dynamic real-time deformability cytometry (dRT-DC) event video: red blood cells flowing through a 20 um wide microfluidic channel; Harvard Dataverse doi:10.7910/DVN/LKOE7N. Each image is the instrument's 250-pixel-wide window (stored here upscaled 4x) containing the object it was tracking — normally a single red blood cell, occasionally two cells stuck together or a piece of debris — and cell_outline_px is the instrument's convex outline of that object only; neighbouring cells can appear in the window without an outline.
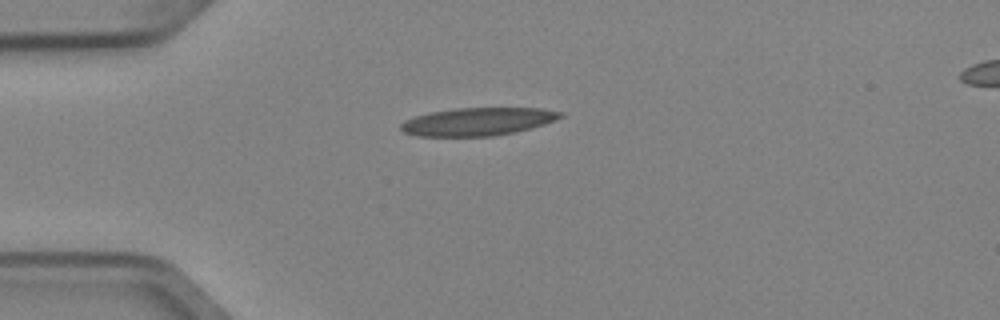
{"species": "Egyptian fruit bat (a non-hibernating species)", "species_latin": "Rousettus aegyptiacus", "temperature_condition": "cold", "stored_images_in_passage": 3, "camera_frame_rate_fps": 3000, "um_per_image_px": 0.085, "animal": {"sex": "female"}, "frame": {"image": 1, "passage_image": 1, "time_ms": 0.0, "image_size_px": [1000, 320], "cell_outline_px": [[564, 116], [544, 124], [512, 132], [492, 136], [420, 136], [404, 132], [400, 128], [400, 124], [404, 120], [428, 112], [456, 108], [540, 108], [564, 112]], "centroid_in_image_um": [40.59, 10.32], "position_along_channel_um": 44.4, "area_um2": 25.78}}
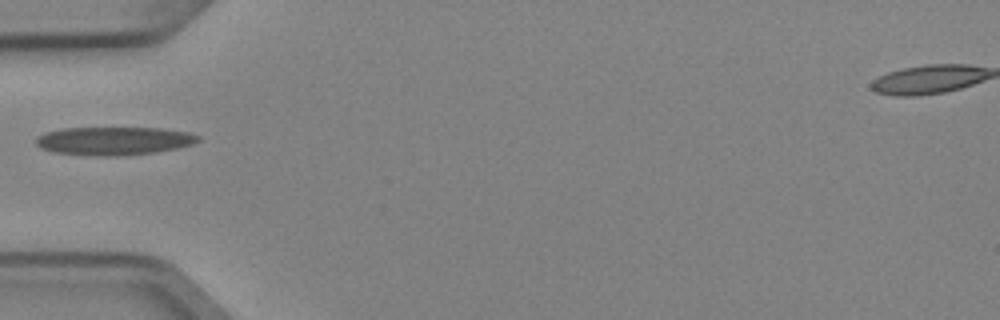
{"frame": {"image": 2, "passage_image": 2, "time_ms": 0.333, "image_size_px": [1000, 320], "cell_outline_px": [[200, 140], [192, 144], [176, 148], [156, 152], [120, 156], [96, 156], [52, 152], [40, 148], [36, 144], [36, 140], [44, 132], [64, 128], [160, 128], [188, 132], [200, 136]], "centroid_in_image_um": [9.68, 11.98], "position_along_channel_um": 75.3, "area_um2": 26.7}}
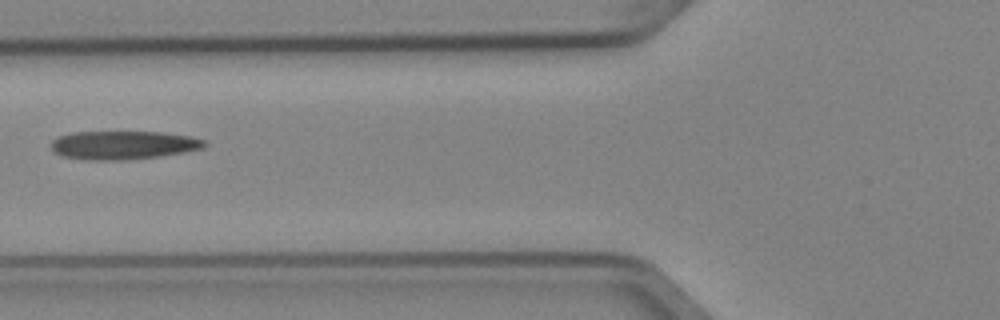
{"frame": {"image": 3, "passage_image": 3, "time_ms": 0.667, "image_size_px": [1000, 320], "cell_outline_px": [[208, 144], [204, 148], [184, 152], [160, 156], [120, 160], [88, 160], [60, 156], [52, 148], [52, 140], [60, 136], [72, 132], [160, 132], [188, 136], [204, 140]], "centroid_in_image_um": [10.48, 12.33], "position_along_channel_um": 115.3, "area_um2": 25.32}}